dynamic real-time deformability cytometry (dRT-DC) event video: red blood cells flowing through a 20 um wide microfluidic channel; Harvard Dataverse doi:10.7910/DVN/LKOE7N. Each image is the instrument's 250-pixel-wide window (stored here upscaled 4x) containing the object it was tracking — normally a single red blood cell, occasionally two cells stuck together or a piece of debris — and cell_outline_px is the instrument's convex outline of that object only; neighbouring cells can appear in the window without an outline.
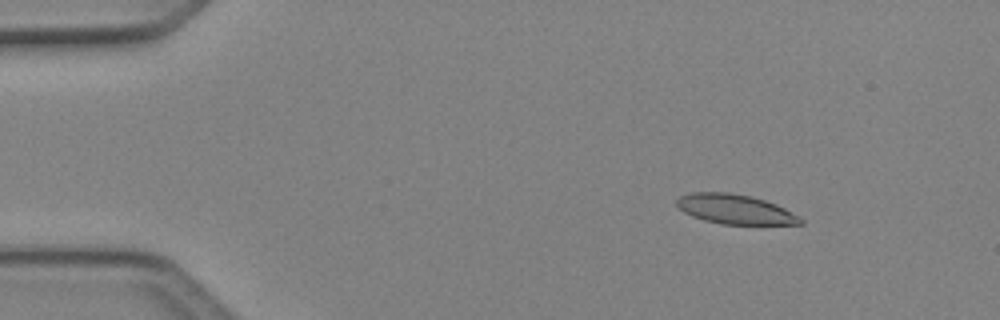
{"species": "Egyptian fruit bat (a non-hibernating species)", "species_latin": "Rousettus aegyptiacus", "temperature_condition": "cold", "stored_images_in_passage": 4, "camera_frame_rate_fps": 3000, "um_per_image_px": 0.085, "animal": {"sex": "female"}, "frame": {"image": 1, "passage_image": 2, "time_ms": 0.333, "image_size_px": [1000, 320], "cell_outline_px": [[804, 224], [724, 224], [704, 220], [692, 216], [684, 212], [676, 204], [676, 200], [680, 196], [692, 192], [732, 192], [752, 196], [776, 204], [784, 208], [804, 220]], "centroid_in_image_um": [62.47, 17.77], "position_along_channel_um": 22.5, "area_um2": 21.27}}